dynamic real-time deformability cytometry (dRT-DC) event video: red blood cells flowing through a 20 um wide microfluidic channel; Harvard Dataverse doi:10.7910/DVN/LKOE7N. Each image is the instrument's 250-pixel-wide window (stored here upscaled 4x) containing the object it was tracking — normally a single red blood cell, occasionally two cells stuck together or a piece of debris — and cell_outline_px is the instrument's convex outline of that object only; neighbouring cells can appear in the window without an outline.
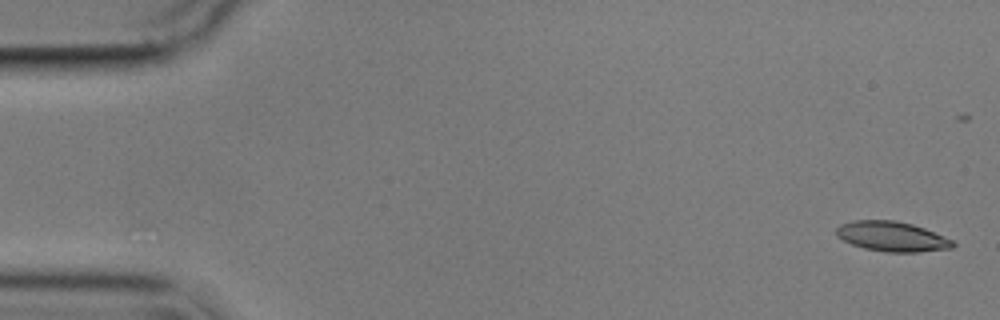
{"species": "common noctule bat (a hibernating species)", "species_latin": "Nyctalus noctula", "temperature_condition": "cold", "stored_images_in_passage": 5, "camera_frame_rate_fps": 3000, "um_per_image_px": 0.085, "animal": {"sex": "male", "body_mass_g": 17.9}, "frame": {"image": 1, "passage_image": 1, "time_ms": 0.0, "image_size_px": [1000, 320], "cell_outline_px": [[956, 244], [952, 248], [920, 252], [884, 252], [864, 248], [852, 244], [836, 236], [836, 228], [840, 224], [852, 220], [896, 220], [912, 224], [924, 228], [952, 240]], "centroid_in_image_um": [75.8, 20.1], "position_along_channel_um": 9.2, "area_um2": 20.35}}
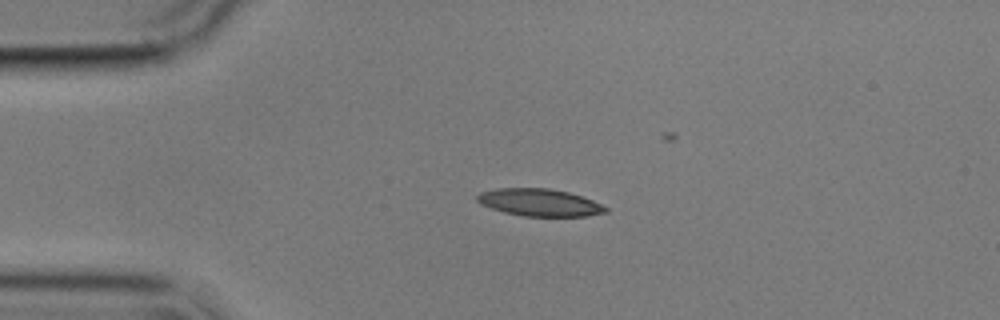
{"frame": {"image": 2, "passage_image": 4, "time_ms": 3.667, "image_size_px": [1000, 320], "cell_outline_px": [[608, 212], [588, 216], [524, 216], [504, 212], [480, 204], [476, 200], [476, 196], [480, 192], [496, 188], [548, 188], [568, 192], [592, 200], [608, 208]], "centroid_in_image_um": [45.84, 17.21], "position_along_channel_um": 39.2, "area_um2": 20.4}}